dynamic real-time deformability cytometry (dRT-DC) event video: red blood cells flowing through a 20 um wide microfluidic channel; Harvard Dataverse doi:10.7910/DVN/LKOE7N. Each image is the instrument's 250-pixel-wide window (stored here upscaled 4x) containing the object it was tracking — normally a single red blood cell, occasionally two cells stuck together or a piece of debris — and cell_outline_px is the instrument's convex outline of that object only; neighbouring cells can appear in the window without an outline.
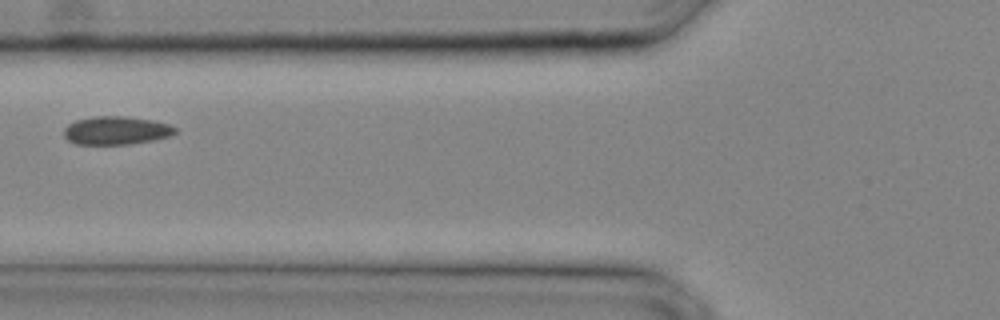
{"species": "common noctule bat (a hibernating species)", "species_latin": "Nyctalus noctula", "temperature_condition": "cold", "stored_images_in_passage": 18, "camera_frame_rate_fps": 3000, "um_per_image_px": 0.085, "animal": {"sex": "male", "body_mass_g": 20.4}, "frame": {"image": 1, "passage_image": 3, "time_ms": 0.667, "image_size_px": [1000, 320], "cell_outline_px": [[176, 132], [172, 136], [156, 140], [132, 144], [76, 144], [68, 140], [64, 136], [64, 128], [68, 124], [76, 120], [96, 116], [124, 116], [152, 120], [168, 124], [176, 128]], "centroid_in_image_um": [9.9, 11.1], "position_along_channel_um": 115.9, "area_um2": 18.44}}
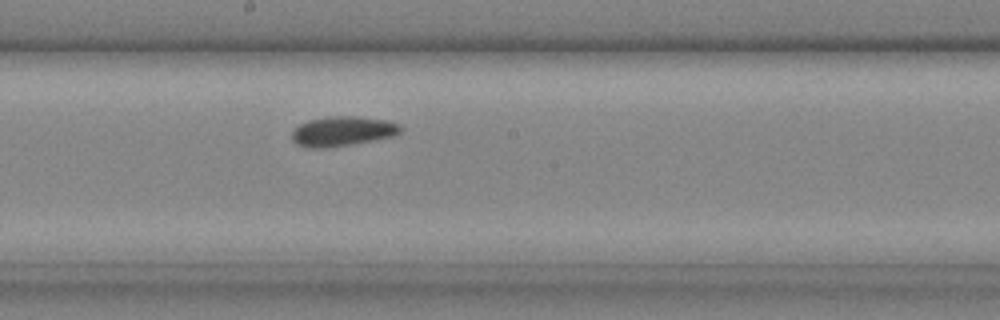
{"frame": {"image": 2, "passage_image": 8, "time_ms": 2.333, "image_size_px": [1000, 320], "cell_outline_px": [[404, 128], [400, 132], [392, 136], [352, 144], [328, 148], [308, 148], [296, 144], [292, 140], [292, 132], [300, 124], [308, 120], [328, 116], [356, 116], [388, 120], [400, 124]], "centroid_in_image_um": [29.12, 11.15], "position_along_channel_um": 219.1, "area_um2": 18.96}}
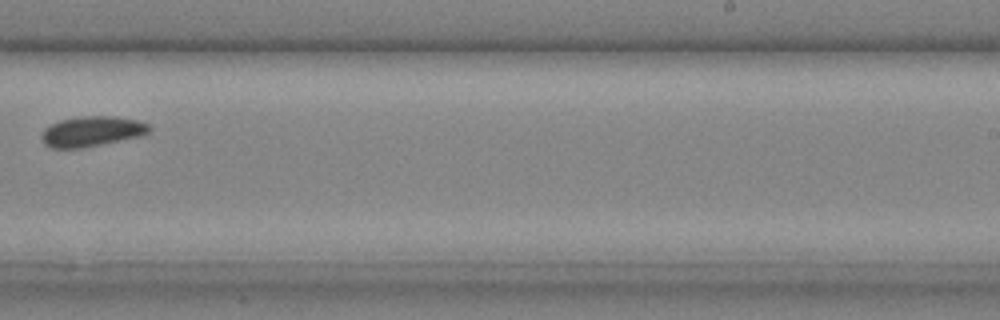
{"frame": {"image": 3, "passage_image": 11, "time_ms": 3.333, "image_size_px": [1000, 320], "cell_outline_px": [[152, 128], [148, 132], [140, 136], [84, 148], [52, 148], [44, 144], [40, 136], [44, 128], [60, 120], [80, 116], [112, 116], [136, 120], [148, 124]], "centroid_in_image_um": [7.77, 11.17], "position_along_channel_um": 281.2, "area_um2": 18.96}}